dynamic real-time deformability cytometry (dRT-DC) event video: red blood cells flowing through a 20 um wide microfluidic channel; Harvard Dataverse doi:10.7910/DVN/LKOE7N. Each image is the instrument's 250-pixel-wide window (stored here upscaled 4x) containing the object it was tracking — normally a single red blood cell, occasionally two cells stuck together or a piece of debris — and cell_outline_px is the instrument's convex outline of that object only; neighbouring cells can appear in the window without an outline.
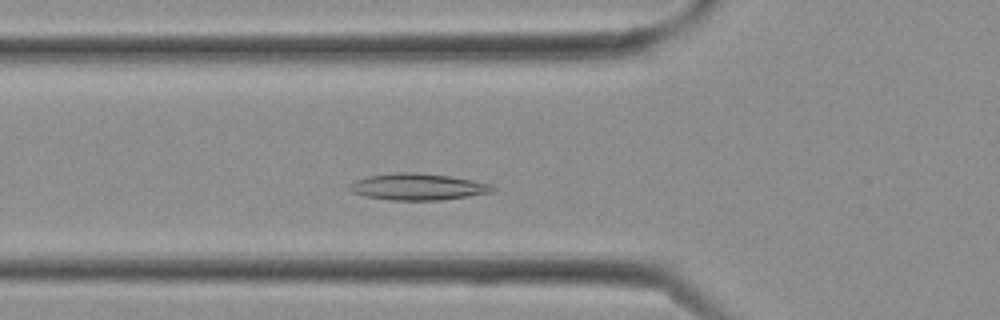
{"species": "Egyptian fruit bat (a non-hibernating species)", "species_latin": "Rousettus aegyptiacus", "temperature_condition": "cold", "stored_images_in_passage": 16, "camera_frame_rate_fps": 3000, "um_per_image_px": 0.085, "frame": {"image": 1, "passage_image": 8, "time_ms": 2.333, "image_size_px": [1000, 320], "cell_outline_px": [[496, 188], [492, 192], [468, 196], [440, 200], [388, 200], [364, 196], [352, 192], [348, 188], [348, 184], [356, 180], [368, 176], [392, 172], [420, 172], [448, 176], [472, 180], [492, 184]], "centroid_in_image_um": [35.48, 15.87], "position_along_channel_um": 90.3, "area_um2": 22.31}}
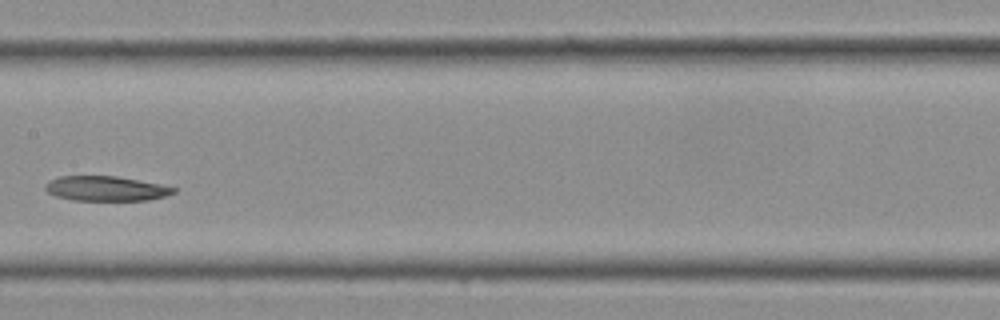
{"frame": {"image": 2, "passage_image": 13, "time_ms": 4.0, "image_size_px": [1000, 320], "cell_outline_px": [[176, 192], [164, 196], [148, 200], [72, 200], [56, 196], [48, 192], [44, 188], [44, 184], [48, 180], [60, 176], [116, 176], [160, 184], [176, 188]], "centroid_in_image_um": [8.96, 16.02], "position_along_channel_um": 198.4, "area_um2": 18.5}}
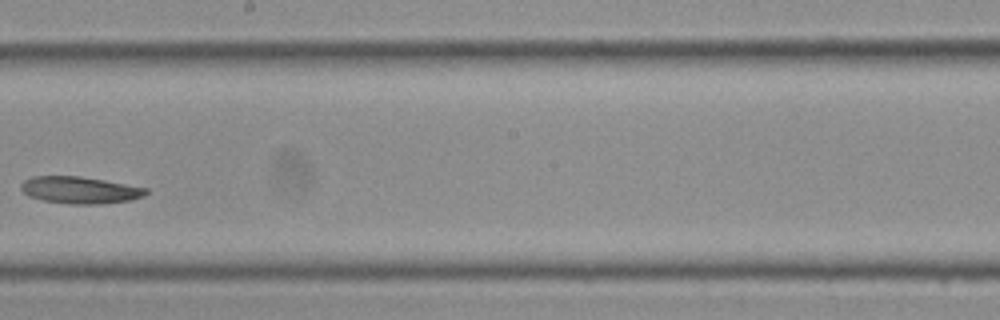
{"frame": {"image": 3, "passage_image": 15, "time_ms": 4.667, "image_size_px": [1000, 320], "cell_outline_px": [[148, 192], [144, 196], [128, 200], [100, 204], [72, 204], [44, 200], [28, 196], [20, 188], [20, 184], [24, 180], [32, 176], [80, 176], [104, 180], [148, 188]], "centroid_in_image_um": [6.78, 16.15], "position_along_channel_um": 241.4, "area_um2": 19.54}}